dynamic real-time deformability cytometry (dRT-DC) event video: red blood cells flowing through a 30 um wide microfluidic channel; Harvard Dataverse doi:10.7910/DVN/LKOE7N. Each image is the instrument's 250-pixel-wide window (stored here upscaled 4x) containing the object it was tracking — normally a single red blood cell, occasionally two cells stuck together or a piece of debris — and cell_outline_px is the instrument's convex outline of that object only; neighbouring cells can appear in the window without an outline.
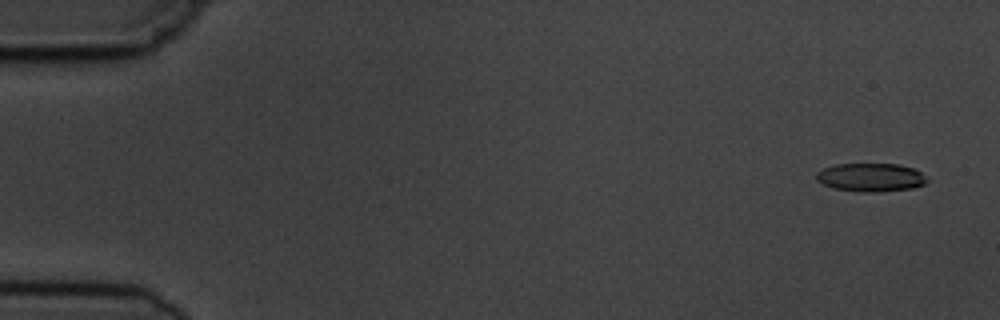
{"species": "common noctule bat (a hibernating species)", "species_latin": "Nyctalus noctula", "temperature_condition": "cold", "stored_images_in_passage": 5, "camera_frame_rate_fps": 3000, "um_per_image_px": 0.085, "animal": {"sex": "male", "body_mass_g": 19.5, "forearm_length_mm": 54.6}, "frame": {"image": 1, "passage_image": 1, "time_ms": 0.0, "image_size_px": [1000, 320], "cell_outline_px": [[928, 180], [924, 184], [912, 188], [880, 192], [860, 192], [832, 188], [816, 180], [816, 172], [824, 168], [836, 164], [900, 164], [912, 168], [920, 172]], "centroid_in_image_um": [73.99, 15.08], "position_along_channel_um": 11.0, "area_um2": 18.32}}
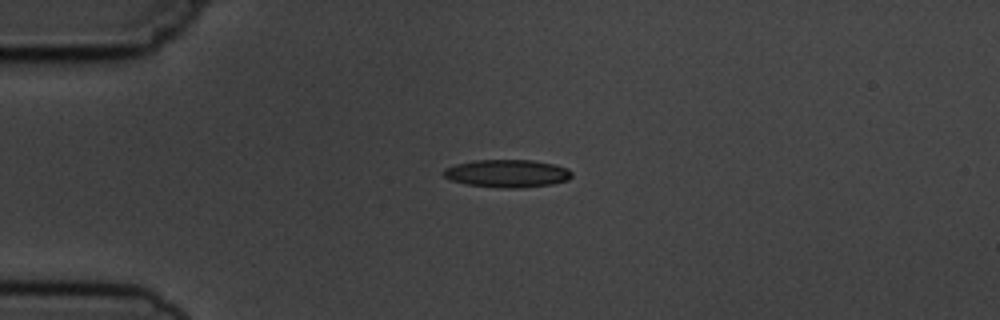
{"frame": {"image": 2, "passage_image": 4, "time_ms": 3.667, "image_size_px": [1000, 320], "cell_outline_px": [[572, 176], [568, 180], [552, 184], [520, 188], [500, 188], [468, 184], [452, 180], [444, 176], [440, 172], [444, 168], [456, 164], [472, 160], [532, 160], [552, 164], [568, 168], [572, 172]], "centroid_in_image_um": [43.1, 14.74], "position_along_channel_um": 41.9, "area_um2": 20.81}}